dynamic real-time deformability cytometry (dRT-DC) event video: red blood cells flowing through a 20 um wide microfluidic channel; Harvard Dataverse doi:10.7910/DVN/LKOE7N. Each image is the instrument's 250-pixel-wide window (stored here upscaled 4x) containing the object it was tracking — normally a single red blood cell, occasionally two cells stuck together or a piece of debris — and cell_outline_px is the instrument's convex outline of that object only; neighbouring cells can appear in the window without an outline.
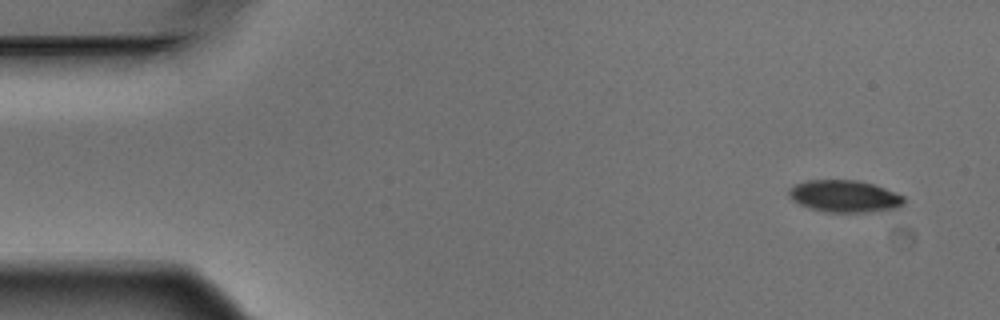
{"species": "Egyptian fruit bat (a non-hibernating species)", "species_latin": "Rousettus aegyptiacus", "temperature_condition": "warm", "stored_images_in_passage": 3, "camera_frame_rate_fps": 3000, "um_per_image_px": 0.085, "animal": {"sex": "male"}, "frame": {"image": 1, "passage_image": 1, "time_ms": 0.0, "image_size_px": [1000, 320], "cell_outline_px": [[904, 204], [896, 208], [864, 212], [828, 212], [812, 208], [800, 204], [792, 200], [788, 196], [788, 188], [796, 184], [808, 180], [856, 180], [872, 184], [884, 188], [904, 196]], "centroid_in_image_um": [71.76, 16.67], "position_along_channel_um": 13.2, "area_um2": 21.27}}